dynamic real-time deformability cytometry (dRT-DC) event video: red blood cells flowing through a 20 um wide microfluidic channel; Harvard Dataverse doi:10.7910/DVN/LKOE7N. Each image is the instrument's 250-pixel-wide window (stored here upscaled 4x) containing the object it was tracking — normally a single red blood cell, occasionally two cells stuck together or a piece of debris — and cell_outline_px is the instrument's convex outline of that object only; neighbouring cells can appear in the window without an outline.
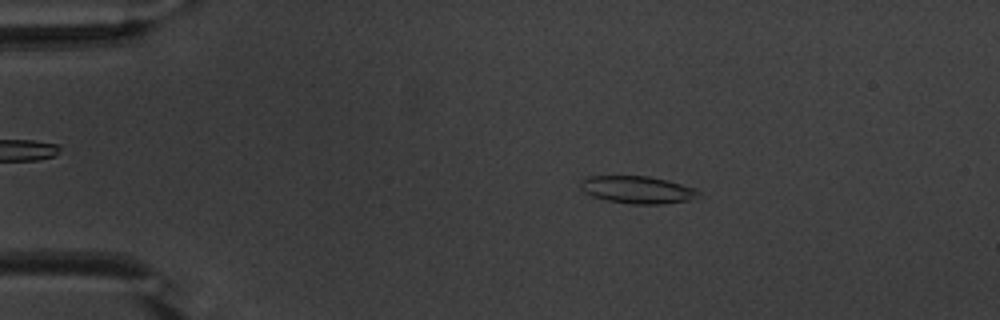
{"species": "common noctule bat (a hibernating species)", "species_latin": "Nyctalus noctula", "temperature_condition": "warm", "stored_images_in_passage": 53, "camera_frame_rate_fps": 3000, "um_per_image_px": 0.085, "animal": {"sex": "male", "body_mass_g": 20.1, "forearm_length_mm": 53.5}, "frame": {"image": 1, "passage_image": 10, "time_ms": 3.0, "image_size_px": [1000, 320], "cell_outline_px": [[704, 192], [692, 200], [660, 204], [632, 204], [608, 200], [592, 196], [584, 192], [580, 188], [580, 180], [588, 176], [648, 176], [668, 180], [696, 188]], "centroid_in_image_um": [54.22, 16.12], "position_along_channel_um": 30.8, "area_um2": 19.07}}
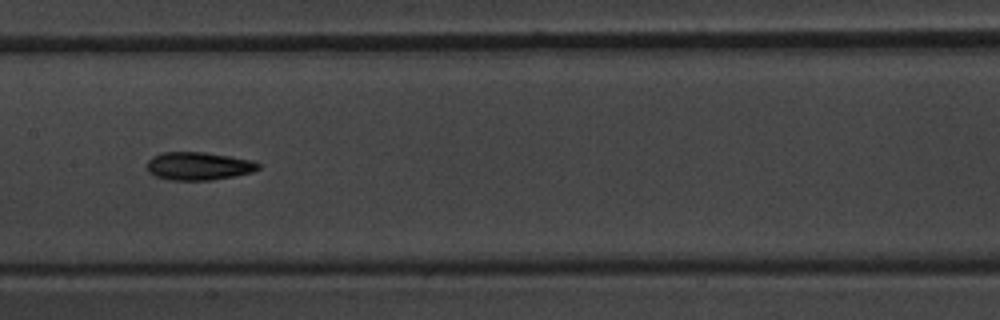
{"frame": {"image": 2, "passage_image": 27, "time_ms": 8.667, "image_size_px": [1000, 320], "cell_outline_px": [[260, 168], [252, 172], [236, 176], [212, 180], [172, 180], [156, 176], [148, 172], [148, 160], [152, 156], [164, 152], [204, 152], [252, 160], [260, 164]], "centroid_in_image_um": [16.89, 14.12], "position_along_channel_um": 190.5, "area_um2": 18.15}}
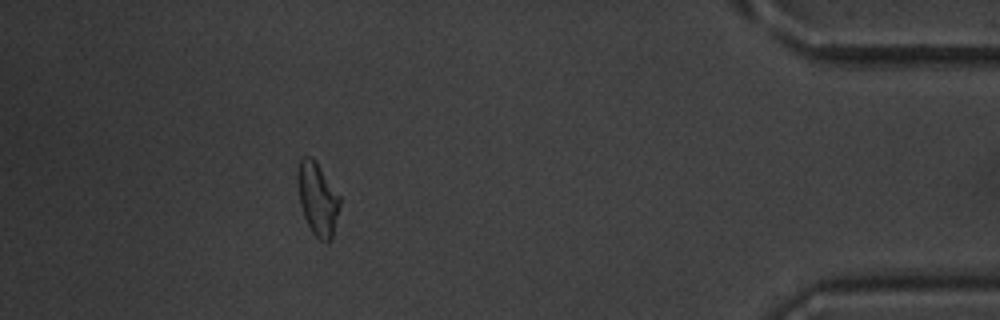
{"frame": {"image": 3, "passage_image": 48, "time_ms": 15.667, "image_size_px": [1000, 320], "cell_outline_px": [[340, 204], [332, 240], [328, 244], [320, 240], [312, 232], [304, 216], [300, 204], [296, 180], [296, 172], [300, 160], [304, 156], [312, 156], [316, 160], [340, 196]], "centroid_in_image_um": [26.99, 16.89], "position_along_channel_um": 408.2, "area_um2": 18.21}, "authors_computed_cell_mechanics": {"area_um2": 18.1492, "velocity_mm_per_s": 3.8068, "shape_relaxation_time_tau1_ms": 8.7616, "shape_relaxation_time_tau2_ms": 4.3551, "deformation_change_tau1": 0.2175, "deformation_change_tau2": 0.1259}}